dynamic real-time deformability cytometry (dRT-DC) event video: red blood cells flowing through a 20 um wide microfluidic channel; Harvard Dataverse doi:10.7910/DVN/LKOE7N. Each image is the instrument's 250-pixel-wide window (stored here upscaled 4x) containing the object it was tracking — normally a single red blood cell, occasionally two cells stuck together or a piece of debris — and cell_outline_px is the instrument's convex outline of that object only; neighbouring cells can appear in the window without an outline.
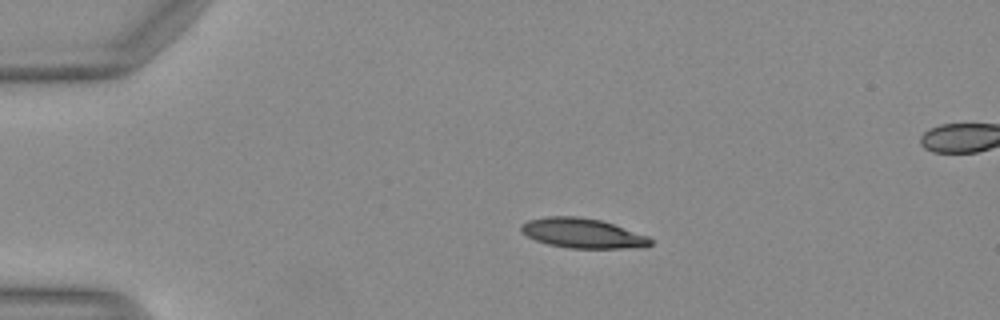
{"species": "Egyptian fruit bat (a non-hibernating species)", "species_latin": "Rousettus aegyptiacus", "temperature_condition": "warm", "stored_images_in_passage": 41, "camera_frame_rate_fps": 3000, "um_per_image_px": 0.085, "animal": {"sex": "female"}, "frame": {"image": 1, "passage_image": 1, "time_ms": 0.0, "image_size_px": [1000, 320], "cell_outline_px": [[652, 244], [644, 248], [572, 248], [548, 244], [536, 240], [520, 232], [520, 224], [528, 220], [548, 216], [580, 216], [600, 220], [648, 236], [652, 240]], "centroid_in_image_um": [49.51, 19.82], "position_along_channel_um": 35.5, "area_um2": 22.43}}
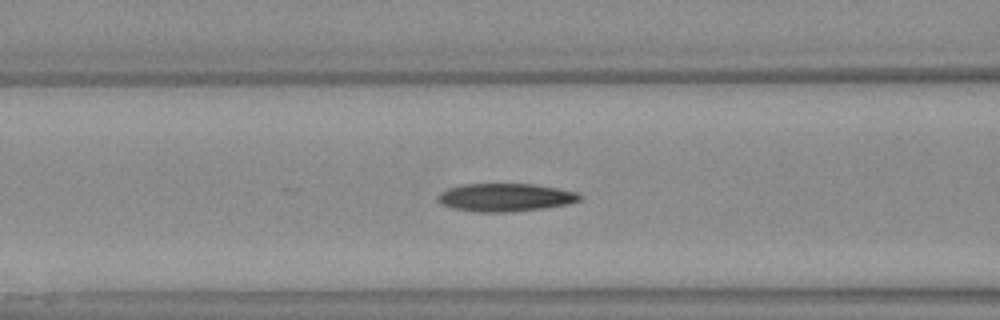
{"frame": {"image": 2, "passage_image": 11, "time_ms": 3.333, "image_size_px": [1000, 320], "cell_outline_px": [[580, 200], [568, 204], [544, 208], [504, 212], [480, 212], [452, 208], [440, 204], [436, 200], [436, 196], [440, 192], [448, 188], [464, 184], [532, 184], [556, 188], [576, 192], [580, 196]], "centroid_in_image_um": [42.88, 16.78], "position_along_channel_um": 123.7, "area_um2": 23.06}}
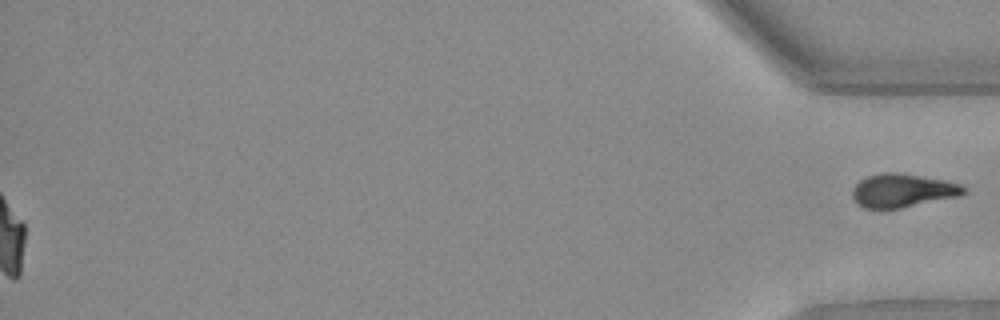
{"frame": {"image": 3, "passage_image": 41, "time_ms": 13.333, "image_size_px": [1000, 320], "cell_outline_px": [[968, 192], [960, 196], [900, 208], [864, 208], [856, 204], [852, 196], [852, 192], [856, 184], [860, 180], [868, 176], [884, 172], [896, 172], [944, 180], [960, 184], [968, 188]], "centroid_in_image_um": [76.74, 16.2], "position_along_channel_um": 358.5, "area_um2": 21.73}}